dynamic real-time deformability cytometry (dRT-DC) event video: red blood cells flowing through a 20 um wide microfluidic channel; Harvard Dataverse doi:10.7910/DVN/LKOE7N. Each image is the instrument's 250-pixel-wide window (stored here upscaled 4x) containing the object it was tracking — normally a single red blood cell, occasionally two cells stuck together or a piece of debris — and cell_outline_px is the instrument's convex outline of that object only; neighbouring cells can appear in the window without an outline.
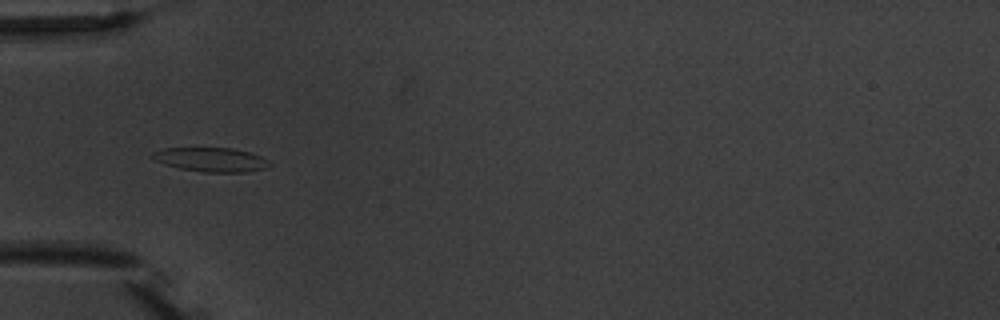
{"species": "common noctule bat (a hibernating species)", "species_latin": "Nyctalus noctula", "temperature_condition": "warm", "stored_images_in_passage": 9, "camera_frame_rate_fps": 3000, "um_per_image_px": 0.085, "animal": {"sex": "male", "body_mass_g": 20.1, "forearm_length_mm": 53.5}, "frame": {"image": 1, "passage_image": 7, "time_ms": 7.333, "image_size_px": [1000, 320], "cell_outline_px": [[272, 164], [264, 168], [244, 172], [204, 172], [180, 168], [164, 164], [148, 156], [152, 152], [160, 148], [232, 148], [248, 152], [260, 156], [268, 160]], "centroid_in_image_um": [17.89, 13.56], "position_along_channel_um": 67.1, "area_um2": 16.42}}
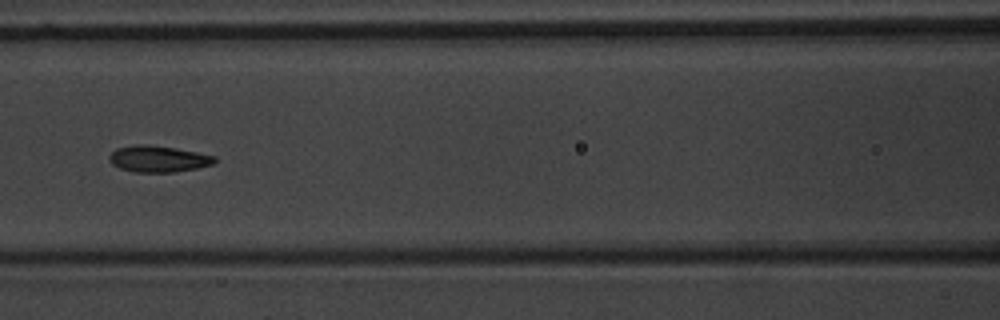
{"frame": {"image": 2, "passage_image": 9, "time_ms": 9.667, "image_size_px": [1000, 320], "cell_outline_px": [[216, 164], [196, 168], [172, 172], [136, 172], [120, 168], [112, 164], [108, 160], [108, 156], [116, 148], [136, 144], [148, 144], [176, 148], [216, 156]], "centroid_in_image_um": [13.45, 13.5], "position_along_channel_um": 153.2, "area_um2": 16.3}}